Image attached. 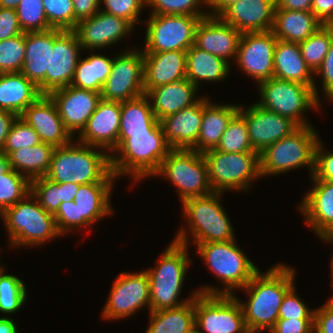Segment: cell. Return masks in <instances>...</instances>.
I'll return each instance as SVG.
<instances>
[{"instance_id": "cell-1", "label": "cell", "mask_w": 333, "mask_h": 333, "mask_svg": "<svg viewBox=\"0 0 333 333\" xmlns=\"http://www.w3.org/2000/svg\"><path fill=\"white\" fill-rule=\"evenodd\" d=\"M281 264L264 274L258 271L242 288L249 296L246 303L239 300L248 329L270 330L278 320L283 297L295 282V270Z\"/></svg>"}, {"instance_id": "cell-2", "label": "cell", "mask_w": 333, "mask_h": 333, "mask_svg": "<svg viewBox=\"0 0 333 333\" xmlns=\"http://www.w3.org/2000/svg\"><path fill=\"white\" fill-rule=\"evenodd\" d=\"M171 149L161 123L147 133L119 134L114 152L120 157L110 155L111 171L116 177L132 175L134 181L154 176Z\"/></svg>"}, {"instance_id": "cell-3", "label": "cell", "mask_w": 333, "mask_h": 333, "mask_svg": "<svg viewBox=\"0 0 333 333\" xmlns=\"http://www.w3.org/2000/svg\"><path fill=\"white\" fill-rule=\"evenodd\" d=\"M73 143L72 140L67 145L55 147L45 177L55 183H113L117 177L111 171L110 154L97 152L81 142Z\"/></svg>"}, {"instance_id": "cell-4", "label": "cell", "mask_w": 333, "mask_h": 333, "mask_svg": "<svg viewBox=\"0 0 333 333\" xmlns=\"http://www.w3.org/2000/svg\"><path fill=\"white\" fill-rule=\"evenodd\" d=\"M187 248L186 245L172 241L159 257L157 265L146 270L149 277L150 311L179 307L198 294L196 290L191 297L178 301L186 271L192 263Z\"/></svg>"}, {"instance_id": "cell-5", "label": "cell", "mask_w": 333, "mask_h": 333, "mask_svg": "<svg viewBox=\"0 0 333 333\" xmlns=\"http://www.w3.org/2000/svg\"><path fill=\"white\" fill-rule=\"evenodd\" d=\"M222 192L192 197L184 200L183 215L191 230L179 229L173 241L188 246L187 234L191 233L194 243L225 242L234 240V230L219 197Z\"/></svg>"}, {"instance_id": "cell-6", "label": "cell", "mask_w": 333, "mask_h": 333, "mask_svg": "<svg viewBox=\"0 0 333 333\" xmlns=\"http://www.w3.org/2000/svg\"><path fill=\"white\" fill-rule=\"evenodd\" d=\"M207 242L195 246L210 271L216 275L226 287L222 291L213 286H204L198 294L232 295L233 290L244 288L252 277L259 271L255 264L244 255L235 242Z\"/></svg>"}, {"instance_id": "cell-7", "label": "cell", "mask_w": 333, "mask_h": 333, "mask_svg": "<svg viewBox=\"0 0 333 333\" xmlns=\"http://www.w3.org/2000/svg\"><path fill=\"white\" fill-rule=\"evenodd\" d=\"M1 217L12 247L38 246L61 235L54 216L40 205L31 192L8 207Z\"/></svg>"}, {"instance_id": "cell-8", "label": "cell", "mask_w": 333, "mask_h": 333, "mask_svg": "<svg viewBox=\"0 0 333 333\" xmlns=\"http://www.w3.org/2000/svg\"><path fill=\"white\" fill-rule=\"evenodd\" d=\"M313 127H299L291 135L265 148L259 154L261 177L281 174L301 166H307L312 176L315 148L319 141Z\"/></svg>"}, {"instance_id": "cell-9", "label": "cell", "mask_w": 333, "mask_h": 333, "mask_svg": "<svg viewBox=\"0 0 333 333\" xmlns=\"http://www.w3.org/2000/svg\"><path fill=\"white\" fill-rule=\"evenodd\" d=\"M202 154L214 192L245 191L253 179L261 178L258 152L228 153L214 148Z\"/></svg>"}, {"instance_id": "cell-10", "label": "cell", "mask_w": 333, "mask_h": 333, "mask_svg": "<svg viewBox=\"0 0 333 333\" xmlns=\"http://www.w3.org/2000/svg\"><path fill=\"white\" fill-rule=\"evenodd\" d=\"M258 86L261 98L260 102L256 103L267 110L290 118L299 127L310 125L302 113L309 109L318 110L320 107L314 90L309 85L273 77L259 82Z\"/></svg>"}, {"instance_id": "cell-11", "label": "cell", "mask_w": 333, "mask_h": 333, "mask_svg": "<svg viewBox=\"0 0 333 333\" xmlns=\"http://www.w3.org/2000/svg\"><path fill=\"white\" fill-rule=\"evenodd\" d=\"M160 175L176 186L181 202L213 192L203 154L193 149L172 148L154 174Z\"/></svg>"}, {"instance_id": "cell-12", "label": "cell", "mask_w": 333, "mask_h": 333, "mask_svg": "<svg viewBox=\"0 0 333 333\" xmlns=\"http://www.w3.org/2000/svg\"><path fill=\"white\" fill-rule=\"evenodd\" d=\"M236 295L197 294L195 329L198 333H244L248 330Z\"/></svg>"}, {"instance_id": "cell-13", "label": "cell", "mask_w": 333, "mask_h": 333, "mask_svg": "<svg viewBox=\"0 0 333 333\" xmlns=\"http://www.w3.org/2000/svg\"><path fill=\"white\" fill-rule=\"evenodd\" d=\"M207 16L150 14L143 52L187 51L194 44L197 24Z\"/></svg>"}, {"instance_id": "cell-14", "label": "cell", "mask_w": 333, "mask_h": 333, "mask_svg": "<svg viewBox=\"0 0 333 333\" xmlns=\"http://www.w3.org/2000/svg\"><path fill=\"white\" fill-rule=\"evenodd\" d=\"M100 94L103 100L114 102H125L145 94L142 50H127L113 58L111 72Z\"/></svg>"}, {"instance_id": "cell-15", "label": "cell", "mask_w": 333, "mask_h": 333, "mask_svg": "<svg viewBox=\"0 0 333 333\" xmlns=\"http://www.w3.org/2000/svg\"><path fill=\"white\" fill-rule=\"evenodd\" d=\"M102 309L103 318L114 320L133 315L147 305L150 311L149 277L146 271L119 274Z\"/></svg>"}, {"instance_id": "cell-16", "label": "cell", "mask_w": 333, "mask_h": 333, "mask_svg": "<svg viewBox=\"0 0 333 333\" xmlns=\"http://www.w3.org/2000/svg\"><path fill=\"white\" fill-rule=\"evenodd\" d=\"M238 113L245 119L253 150L259 154L299 128L290 118L267 110L257 103L246 109L239 105Z\"/></svg>"}, {"instance_id": "cell-17", "label": "cell", "mask_w": 333, "mask_h": 333, "mask_svg": "<svg viewBox=\"0 0 333 333\" xmlns=\"http://www.w3.org/2000/svg\"><path fill=\"white\" fill-rule=\"evenodd\" d=\"M277 38L272 31L242 33L236 63L258 83L274 77V50Z\"/></svg>"}, {"instance_id": "cell-18", "label": "cell", "mask_w": 333, "mask_h": 333, "mask_svg": "<svg viewBox=\"0 0 333 333\" xmlns=\"http://www.w3.org/2000/svg\"><path fill=\"white\" fill-rule=\"evenodd\" d=\"M81 46L73 30L54 29V47H50V72L44 78V94L71 85Z\"/></svg>"}, {"instance_id": "cell-19", "label": "cell", "mask_w": 333, "mask_h": 333, "mask_svg": "<svg viewBox=\"0 0 333 333\" xmlns=\"http://www.w3.org/2000/svg\"><path fill=\"white\" fill-rule=\"evenodd\" d=\"M48 95L55 102L62 122L72 136L82 131L102 99L100 92L72 85L53 90Z\"/></svg>"}, {"instance_id": "cell-20", "label": "cell", "mask_w": 333, "mask_h": 333, "mask_svg": "<svg viewBox=\"0 0 333 333\" xmlns=\"http://www.w3.org/2000/svg\"><path fill=\"white\" fill-rule=\"evenodd\" d=\"M127 20L99 10L92 17L79 21L74 32L82 49H101L113 45L132 32Z\"/></svg>"}, {"instance_id": "cell-21", "label": "cell", "mask_w": 333, "mask_h": 333, "mask_svg": "<svg viewBox=\"0 0 333 333\" xmlns=\"http://www.w3.org/2000/svg\"><path fill=\"white\" fill-rule=\"evenodd\" d=\"M120 117L121 102L101 99L86 126L79 133L80 139L77 143L113 152L118 145Z\"/></svg>"}, {"instance_id": "cell-22", "label": "cell", "mask_w": 333, "mask_h": 333, "mask_svg": "<svg viewBox=\"0 0 333 333\" xmlns=\"http://www.w3.org/2000/svg\"><path fill=\"white\" fill-rule=\"evenodd\" d=\"M19 117L35 129L43 143L62 147L73 140L59 116L55 102L48 94H42Z\"/></svg>"}, {"instance_id": "cell-23", "label": "cell", "mask_w": 333, "mask_h": 333, "mask_svg": "<svg viewBox=\"0 0 333 333\" xmlns=\"http://www.w3.org/2000/svg\"><path fill=\"white\" fill-rule=\"evenodd\" d=\"M275 0H240L227 7L218 18L241 33L272 31Z\"/></svg>"}, {"instance_id": "cell-24", "label": "cell", "mask_w": 333, "mask_h": 333, "mask_svg": "<svg viewBox=\"0 0 333 333\" xmlns=\"http://www.w3.org/2000/svg\"><path fill=\"white\" fill-rule=\"evenodd\" d=\"M241 36L242 33L232 25L218 17L207 16L196 26L193 45L230 63V58L237 57Z\"/></svg>"}, {"instance_id": "cell-25", "label": "cell", "mask_w": 333, "mask_h": 333, "mask_svg": "<svg viewBox=\"0 0 333 333\" xmlns=\"http://www.w3.org/2000/svg\"><path fill=\"white\" fill-rule=\"evenodd\" d=\"M144 92L186 78V51L143 52Z\"/></svg>"}, {"instance_id": "cell-26", "label": "cell", "mask_w": 333, "mask_h": 333, "mask_svg": "<svg viewBox=\"0 0 333 333\" xmlns=\"http://www.w3.org/2000/svg\"><path fill=\"white\" fill-rule=\"evenodd\" d=\"M203 116V98L194 105L163 118L166 142L171 148L191 149L197 142Z\"/></svg>"}, {"instance_id": "cell-27", "label": "cell", "mask_w": 333, "mask_h": 333, "mask_svg": "<svg viewBox=\"0 0 333 333\" xmlns=\"http://www.w3.org/2000/svg\"><path fill=\"white\" fill-rule=\"evenodd\" d=\"M50 47H54V29L25 32V58L21 73L44 94V78L50 72Z\"/></svg>"}, {"instance_id": "cell-28", "label": "cell", "mask_w": 333, "mask_h": 333, "mask_svg": "<svg viewBox=\"0 0 333 333\" xmlns=\"http://www.w3.org/2000/svg\"><path fill=\"white\" fill-rule=\"evenodd\" d=\"M313 187L303 197L298 209L305 221L321 237L333 225V182L313 180Z\"/></svg>"}, {"instance_id": "cell-29", "label": "cell", "mask_w": 333, "mask_h": 333, "mask_svg": "<svg viewBox=\"0 0 333 333\" xmlns=\"http://www.w3.org/2000/svg\"><path fill=\"white\" fill-rule=\"evenodd\" d=\"M198 88L188 79L172 82L150 89L148 96L154 115L160 122L163 118L197 103L200 98H194Z\"/></svg>"}, {"instance_id": "cell-30", "label": "cell", "mask_w": 333, "mask_h": 333, "mask_svg": "<svg viewBox=\"0 0 333 333\" xmlns=\"http://www.w3.org/2000/svg\"><path fill=\"white\" fill-rule=\"evenodd\" d=\"M274 78L294 81L309 85L313 88L315 96L319 102L316 81L312 77L314 73L304 61L299 43L276 41L274 50Z\"/></svg>"}, {"instance_id": "cell-31", "label": "cell", "mask_w": 333, "mask_h": 333, "mask_svg": "<svg viewBox=\"0 0 333 333\" xmlns=\"http://www.w3.org/2000/svg\"><path fill=\"white\" fill-rule=\"evenodd\" d=\"M238 105L211 103L203 98V116L196 144L191 148L203 153L217 147L231 118L238 112Z\"/></svg>"}, {"instance_id": "cell-32", "label": "cell", "mask_w": 333, "mask_h": 333, "mask_svg": "<svg viewBox=\"0 0 333 333\" xmlns=\"http://www.w3.org/2000/svg\"><path fill=\"white\" fill-rule=\"evenodd\" d=\"M114 183H90L80 185L74 198L79 210V228L89 227L97 220L112 214L110 193Z\"/></svg>"}, {"instance_id": "cell-33", "label": "cell", "mask_w": 333, "mask_h": 333, "mask_svg": "<svg viewBox=\"0 0 333 333\" xmlns=\"http://www.w3.org/2000/svg\"><path fill=\"white\" fill-rule=\"evenodd\" d=\"M42 93L21 72L0 74V109L20 116Z\"/></svg>"}, {"instance_id": "cell-34", "label": "cell", "mask_w": 333, "mask_h": 333, "mask_svg": "<svg viewBox=\"0 0 333 333\" xmlns=\"http://www.w3.org/2000/svg\"><path fill=\"white\" fill-rule=\"evenodd\" d=\"M322 25L311 11L275 9L272 32L278 40L300 43Z\"/></svg>"}, {"instance_id": "cell-35", "label": "cell", "mask_w": 333, "mask_h": 333, "mask_svg": "<svg viewBox=\"0 0 333 333\" xmlns=\"http://www.w3.org/2000/svg\"><path fill=\"white\" fill-rule=\"evenodd\" d=\"M230 64L207 51L192 45L186 51V79L197 88L200 81L220 82L228 76Z\"/></svg>"}, {"instance_id": "cell-36", "label": "cell", "mask_w": 333, "mask_h": 333, "mask_svg": "<svg viewBox=\"0 0 333 333\" xmlns=\"http://www.w3.org/2000/svg\"><path fill=\"white\" fill-rule=\"evenodd\" d=\"M54 149L51 144L40 142L32 147L11 151L8 154L10 166L30 181L45 177L50 169Z\"/></svg>"}, {"instance_id": "cell-37", "label": "cell", "mask_w": 333, "mask_h": 333, "mask_svg": "<svg viewBox=\"0 0 333 333\" xmlns=\"http://www.w3.org/2000/svg\"><path fill=\"white\" fill-rule=\"evenodd\" d=\"M149 313L146 333H190L195 329V298L176 308Z\"/></svg>"}, {"instance_id": "cell-38", "label": "cell", "mask_w": 333, "mask_h": 333, "mask_svg": "<svg viewBox=\"0 0 333 333\" xmlns=\"http://www.w3.org/2000/svg\"><path fill=\"white\" fill-rule=\"evenodd\" d=\"M159 123L146 94L121 102L119 134L147 133Z\"/></svg>"}, {"instance_id": "cell-39", "label": "cell", "mask_w": 333, "mask_h": 333, "mask_svg": "<svg viewBox=\"0 0 333 333\" xmlns=\"http://www.w3.org/2000/svg\"><path fill=\"white\" fill-rule=\"evenodd\" d=\"M112 63L113 58L101 54H92L84 59L80 57L71 85L76 88L101 93L103 85L111 72Z\"/></svg>"}, {"instance_id": "cell-40", "label": "cell", "mask_w": 333, "mask_h": 333, "mask_svg": "<svg viewBox=\"0 0 333 333\" xmlns=\"http://www.w3.org/2000/svg\"><path fill=\"white\" fill-rule=\"evenodd\" d=\"M333 39V25H322L306 40L299 43L301 55L313 73L320 67Z\"/></svg>"}, {"instance_id": "cell-41", "label": "cell", "mask_w": 333, "mask_h": 333, "mask_svg": "<svg viewBox=\"0 0 333 333\" xmlns=\"http://www.w3.org/2000/svg\"><path fill=\"white\" fill-rule=\"evenodd\" d=\"M215 149L228 153L256 152L251 146L245 119L238 112L229 121Z\"/></svg>"}, {"instance_id": "cell-42", "label": "cell", "mask_w": 333, "mask_h": 333, "mask_svg": "<svg viewBox=\"0 0 333 333\" xmlns=\"http://www.w3.org/2000/svg\"><path fill=\"white\" fill-rule=\"evenodd\" d=\"M0 268V312L12 314L20 310L27 297L24 282L17 276L5 274Z\"/></svg>"}, {"instance_id": "cell-43", "label": "cell", "mask_w": 333, "mask_h": 333, "mask_svg": "<svg viewBox=\"0 0 333 333\" xmlns=\"http://www.w3.org/2000/svg\"><path fill=\"white\" fill-rule=\"evenodd\" d=\"M31 192V181L24 175L10 169L0 175V214Z\"/></svg>"}, {"instance_id": "cell-44", "label": "cell", "mask_w": 333, "mask_h": 333, "mask_svg": "<svg viewBox=\"0 0 333 333\" xmlns=\"http://www.w3.org/2000/svg\"><path fill=\"white\" fill-rule=\"evenodd\" d=\"M16 12L23 32L52 29L46 18L42 0H20Z\"/></svg>"}, {"instance_id": "cell-45", "label": "cell", "mask_w": 333, "mask_h": 333, "mask_svg": "<svg viewBox=\"0 0 333 333\" xmlns=\"http://www.w3.org/2000/svg\"><path fill=\"white\" fill-rule=\"evenodd\" d=\"M25 58V32L0 41V74L21 72Z\"/></svg>"}, {"instance_id": "cell-46", "label": "cell", "mask_w": 333, "mask_h": 333, "mask_svg": "<svg viewBox=\"0 0 333 333\" xmlns=\"http://www.w3.org/2000/svg\"><path fill=\"white\" fill-rule=\"evenodd\" d=\"M46 18L52 29L74 30L78 21L74 16L73 0H42Z\"/></svg>"}, {"instance_id": "cell-47", "label": "cell", "mask_w": 333, "mask_h": 333, "mask_svg": "<svg viewBox=\"0 0 333 333\" xmlns=\"http://www.w3.org/2000/svg\"><path fill=\"white\" fill-rule=\"evenodd\" d=\"M31 193L40 205L53 216L63 202L61 183H55L46 177L31 180Z\"/></svg>"}, {"instance_id": "cell-48", "label": "cell", "mask_w": 333, "mask_h": 333, "mask_svg": "<svg viewBox=\"0 0 333 333\" xmlns=\"http://www.w3.org/2000/svg\"><path fill=\"white\" fill-rule=\"evenodd\" d=\"M203 3L207 0H147V7L156 15L208 16V12L199 9Z\"/></svg>"}, {"instance_id": "cell-49", "label": "cell", "mask_w": 333, "mask_h": 333, "mask_svg": "<svg viewBox=\"0 0 333 333\" xmlns=\"http://www.w3.org/2000/svg\"><path fill=\"white\" fill-rule=\"evenodd\" d=\"M40 142L35 129L18 116L10 128L2 152L8 155L11 151L32 147Z\"/></svg>"}, {"instance_id": "cell-50", "label": "cell", "mask_w": 333, "mask_h": 333, "mask_svg": "<svg viewBox=\"0 0 333 333\" xmlns=\"http://www.w3.org/2000/svg\"><path fill=\"white\" fill-rule=\"evenodd\" d=\"M105 5V9L101 11L114 15L116 17H121L129 21L133 26L137 21H141L139 14L142 8L147 6V0H100V5Z\"/></svg>"}, {"instance_id": "cell-51", "label": "cell", "mask_w": 333, "mask_h": 333, "mask_svg": "<svg viewBox=\"0 0 333 333\" xmlns=\"http://www.w3.org/2000/svg\"><path fill=\"white\" fill-rule=\"evenodd\" d=\"M295 291V285H293L286 292L279 309L278 319H314L315 310L311 311Z\"/></svg>"}, {"instance_id": "cell-52", "label": "cell", "mask_w": 333, "mask_h": 333, "mask_svg": "<svg viewBox=\"0 0 333 333\" xmlns=\"http://www.w3.org/2000/svg\"><path fill=\"white\" fill-rule=\"evenodd\" d=\"M54 218L58 232L61 235L69 232V230L79 229V210L73 200L62 202Z\"/></svg>"}, {"instance_id": "cell-53", "label": "cell", "mask_w": 333, "mask_h": 333, "mask_svg": "<svg viewBox=\"0 0 333 333\" xmlns=\"http://www.w3.org/2000/svg\"><path fill=\"white\" fill-rule=\"evenodd\" d=\"M320 141L315 148L314 172L311 178L333 182V152L324 151Z\"/></svg>"}, {"instance_id": "cell-54", "label": "cell", "mask_w": 333, "mask_h": 333, "mask_svg": "<svg viewBox=\"0 0 333 333\" xmlns=\"http://www.w3.org/2000/svg\"><path fill=\"white\" fill-rule=\"evenodd\" d=\"M270 333H314V319H278Z\"/></svg>"}, {"instance_id": "cell-55", "label": "cell", "mask_w": 333, "mask_h": 333, "mask_svg": "<svg viewBox=\"0 0 333 333\" xmlns=\"http://www.w3.org/2000/svg\"><path fill=\"white\" fill-rule=\"evenodd\" d=\"M22 33L16 10L0 8V41Z\"/></svg>"}, {"instance_id": "cell-56", "label": "cell", "mask_w": 333, "mask_h": 333, "mask_svg": "<svg viewBox=\"0 0 333 333\" xmlns=\"http://www.w3.org/2000/svg\"><path fill=\"white\" fill-rule=\"evenodd\" d=\"M314 74L322 75L324 94L329 100L333 101V39L324 61Z\"/></svg>"}, {"instance_id": "cell-57", "label": "cell", "mask_w": 333, "mask_h": 333, "mask_svg": "<svg viewBox=\"0 0 333 333\" xmlns=\"http://www.w3.org/2000/svg\"><path fill=\"white\" fill-rule=\"evenodd\" d=\"M314 333H333V303L330 300L314 311Z\"/></svg>"}, {"instance_id": "cell-58", "label": "cell", "mask_w": 333, "mask_h": 333, "mask_svg": "<svg viewBox=\"0 0 333 333\" xmlns=\"http://www.w3.org/2000/svg\"><path fill=\"white\" fill-rule=\"evenodd\" d=\"M311 12L323 25H333V0H312Z\"/></svg>"}, {"instance_id": "cell-59", "label": "cell", "mask_w": 333, "mask_h": 333, "mask_svg": "<svg viewBox=\"0 0 333 333\" xmlns=\"http://www.w3.org/2000/svg\"><path fill=\"white\" fill-rule=\"evenodd\" d=\"M100 7V0H73L74 16L78 22L92 17Z\"/></svg>"}, {"instance_id": "cell-60", "label": "cell", "mask_w": 333, "mask_h": 333, "mask_svg": "<svg viewBox=\"0 0 333 333\" xmlns=\"http://www.w3.org/2000/svg\"><path fill=\"white\" fill-rule=\"evenodd\" d=\"M17 117L16 114L10 111L0 109V151H3L7 135Z\"/></svg>"}, {"instance_id": "cell-61", "label": "cell", "mask_w": 333, "mask_h": 333, "mask_svg": "<svg viewBox=\"0 0 333 333\" xmlns=\"http://www.w3.org/2000/svg\"><path fill=\"white\" fill-rule=\"evenodd\" d=\"M275 9L311 11L312 0H275Z\"/></svg>"}, {"instance_id": "cell-62", "label": "cell", "mask_w": 333, "mask_h": 333, "mask_svg": "<svg viewBox=\"0 0 333 333\" xmlns=\"http://www.w3.org/2000/svg\"><path fill=\"white\" fill-rule=\"evenodd\" d=\"M240 0H207L206 7L211 9L208 12L210 17H218L227 7L238 2Z\"/></svg>"}, {"instance_id": "cell-63", "label": "cell", "mask_w": 333, "mask_h": 333, "mask_svg": "<svg viewBox=\"0 0 333 333\" xmlns=\"http://www.w3.org/2000/svg\"><path fill=\"white\" fill-rule=\"evenodd\" d=\"M80 184L77 183H61V189L63 194V202L74 200Z\"/></svg>"}, {"instance_id": "cell-64", "label": "cell", "mask_w": 333, "mask_h": 333, "mask_svg": "<svg viewBox=\"0 0 333 333\" xmlns=\"http://www.w3.org/2000/svg\"><path fill=\"white\" fill-rule=\"evenodd\" d=\"M0 333H20L13 319L8 317L0 318Z\"/></svg>"}, {"instance_id": "cell-65", "label": "cell", "mask_w": 333, "mask_h": 333, "mask_svg": "<svg viewBox=\"0 0 333 333\" xmlns=\"http://www.w3.org/2000/svg\"><path fill=\"white\" fill-rule=\"evenodd\" d=\"M11 169L8 155L0 151V175Z\"/></svg>"}, {"instance_id": "cell-66", "label": "cell", "mask_w": 333, "mask_h": 333, "mask_svg": "<svg viewBox=\"0 0 333 333\" xmlns=\"http://www.w3.org/2000/svg\"><path fill=\"white\" fill-rule=\"evenodd\" d=\"M19 1L20 0H0V8L16 10Z\"/></svg>"}, {"instance_id": "cell-67", "label": "cell", "mask_w": 333, "mask_h": 333, "mask_svg": "<svg viewBox=\"0 0 333 333\" xmlns=\"http://www.w3.org/2000/svg\"><path fill=\"white\" fill-rule=\"evenodd\" d=\"M320 239H324L325 241L333 242V225L320 237Z\"/></svg>"}, {"instance_id": "cell-68", "label": "cell", "mask_w": 333, "mask_h": 333, "mask_svg": "<svg viewBox=\"0 0 333 333\" xmlns=\"http://www.w3.org/2000/svg\"><path fill=\"white\" fill-rule=\"evenodd\" d=\"M330 266H331L330 268H331V279H332L331 283H332V286H333V256H332V259H331V265Z\"/></svg>"}, {"instance_id": "cell-69", "label": "cell", "mask_w": 333, "mask_h": 333, "mask_svg": "<svg viewBox=\"0 0 333 333\" xmlns=\"http://www.w3.org/2000/svg\"><path fill=\"white\" fill-rule=\"evenodd\" d=\"M244 333H261V331H254V330L248 329Z\"/></svg>"}, {"instance_id": "cell-70", "label": "cell", "mask_w": 333, "mask_h": 333, "mask_svg": "<svg viewBox=\"0 0 333 333\" xmlns=\"http://www.w3.org/2000/svg\"><path fill=\"white\" fill-rule=\"evenodd\" d=\"M190 333H198L196 329H194L193 331H191Z\"/></svg>"}, {"instance_id": "cell-71", "label": "cell", "mask_w": 333, "mask_h": 333, "mask_svg": "<svg viewBox=\"0 0 333 333\" xmlns=\"http://www.w3.org/2000/svg\"><path fill=\"white\" fill-rule=\"evenodd\" d=\"M332 298H330L329 300L333 303V296H331Z\"/></svg>"}]
</instances>
